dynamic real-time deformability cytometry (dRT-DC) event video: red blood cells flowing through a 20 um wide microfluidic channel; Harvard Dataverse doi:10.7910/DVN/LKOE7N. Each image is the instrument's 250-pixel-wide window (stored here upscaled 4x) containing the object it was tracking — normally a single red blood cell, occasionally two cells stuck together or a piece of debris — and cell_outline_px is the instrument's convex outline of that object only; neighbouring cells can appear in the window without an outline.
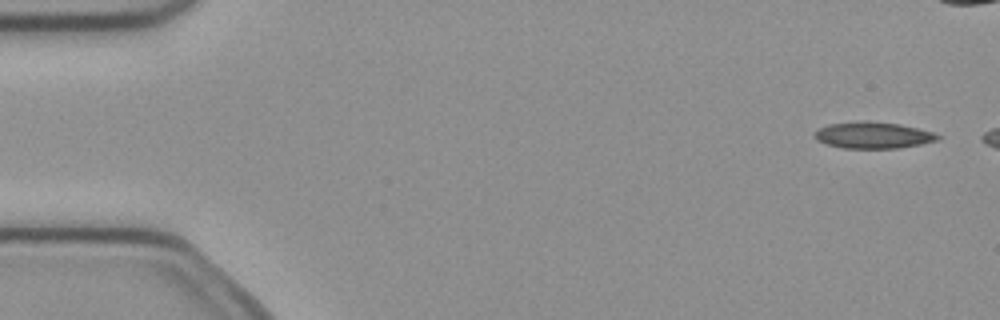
{"species": "common noctule bat (a hibernating species)", "species_latin": "Nyctalus noctula", "temperature_condition": "cold", "stored_images_in_passage": 3, "camera_frame_rate_fps": 3000, "um_per_image_px": 0.085, "animal": {"sex": "female", "body_mass_g": 21.9}, "frame": {"image": 1, "passage_image": 1, "time_ms": 0.0, "image_size_px": [1000, 320], "cell_outline_px": [[940, 140], [900, 148], [844, 148], [828, 144], [816, 140], [812, 136], [812, 132], [816, 128], [828, 124], [864, 120], [900, 124], [932, 132], [940, 136]], "centroid_in_image_um": [74.15, 11.48], "position_along_channel_um": 10.9, "area_um2": 19.19}}